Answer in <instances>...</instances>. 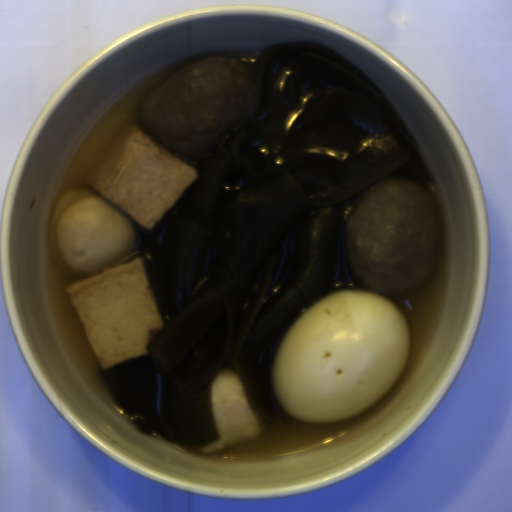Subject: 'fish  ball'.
I'll return each instance as SVG.
<instances>
[{"label":"fish ball","instance_id":"1","mask_svg":"<svg viewBox=\"0 0 512 512\" xmlns=\"http://www.w3.org/2000/svg\"><path fill=\"white\" fill-rule=\"evenodd\" d=\"M133 123L120 124L83 176L53 202L48 244L76 279L65 293L102 369L148 354L164 328L143 260L138 227L149 230L197 179Z\"/></svg>","mask_w":512,"mask_h":512},{"label":"fish ball","instance_id":"2","mask_svg":"<svg viewBox=\"0 0 512 512\" xmlns=\"http://www.w3.org/2000/svg\"><path fill=\"white\" fill-rule=\"evenodd\" d=\"M207 400L218 439L196 447L199 455L214 454L264 435L266 422L255 412L233 368L221 369L207 384Z\"/></svg>","mask_w":512,"mask_h":512}]
</instances>
